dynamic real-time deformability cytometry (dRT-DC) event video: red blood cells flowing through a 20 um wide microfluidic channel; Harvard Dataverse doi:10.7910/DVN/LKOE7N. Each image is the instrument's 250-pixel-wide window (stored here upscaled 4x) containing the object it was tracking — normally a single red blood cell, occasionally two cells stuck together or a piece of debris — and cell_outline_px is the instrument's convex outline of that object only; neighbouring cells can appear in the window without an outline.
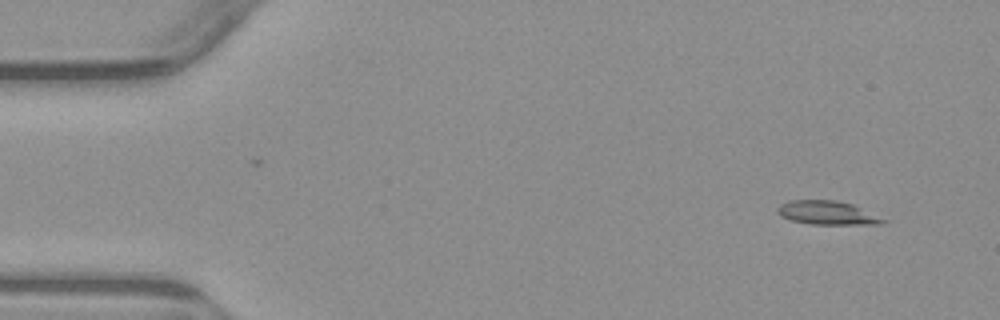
{"species": "common noctule bat (a hibernating species)", "species_latin": "Nyctalus noctula", "temperature_condition": "warm", "stored_images_in_passage": 2, "camera_frame_rate_fps": 3000, "um_per_image_px": 0.085, "animal": {"sex": "male", "body_mass_g": 23.1, "forearm_length_mm": 52.7}, "frame": {"image": 1, "passage_image": 2, "time_ms": 2.333, "image_size_px": [1000, 320], "cell_outline_px": [[888, 220], [880, 224], [812, 224], [788, 220], [780, 216], [776, 212], [776, 208], [780, 204], [788, 200], [836, 200], [852, 204]], "centroid_in_image_um": [70.25, 18.08], "position_along_channel_um": 14.7, "area_um2": 14.68}}